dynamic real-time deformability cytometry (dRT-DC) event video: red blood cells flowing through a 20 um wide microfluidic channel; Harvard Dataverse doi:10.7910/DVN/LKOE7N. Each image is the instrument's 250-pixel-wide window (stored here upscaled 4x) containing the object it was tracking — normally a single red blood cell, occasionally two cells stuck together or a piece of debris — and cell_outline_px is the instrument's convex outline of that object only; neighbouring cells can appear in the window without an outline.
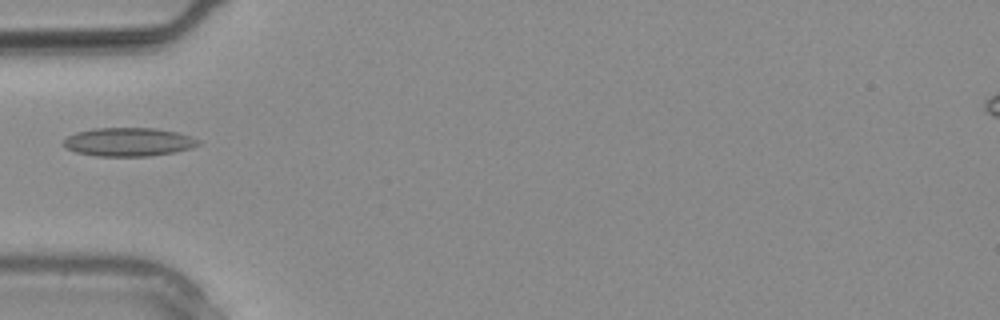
{"species": "common noctule bat (a hibernating species)", "species_latin": "Nyctalus noctula", "temperature_condition": "warm", "stored_images_in_passage": 1, "camera_frame_rate_fps": 3000, "um_per_image_px": 0.085, "animal": {"sex": "male", "body_mass_g": 20.4}, "frame": {"image": 1, "passage_image": 1, "time_ms": 0.0, "image_size_px": [1000, 320], "cell_outline_px": [[204, 140], [200, 144], [192, 148], [176, 152], [148, 156], [96, 156], [76, 152], [64, 148], [64, 140], [68, 136], [76, 132], [96, 128], [156, 128], [176, 132], [192, 136]], "centroid_in_image_um": [10.98, 12.07], "position_along_channel_um": 74.0, "area_um2": 22.66}}